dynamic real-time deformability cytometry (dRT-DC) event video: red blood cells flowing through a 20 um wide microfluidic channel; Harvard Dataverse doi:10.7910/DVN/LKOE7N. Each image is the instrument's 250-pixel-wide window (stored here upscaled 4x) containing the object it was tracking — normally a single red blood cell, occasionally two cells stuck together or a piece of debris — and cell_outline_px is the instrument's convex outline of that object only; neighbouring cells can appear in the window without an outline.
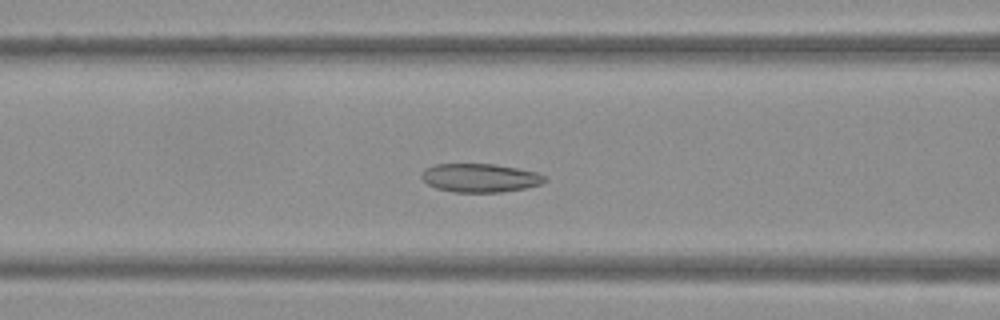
{"species": "Egyptian fruit bat (a non-hibernating species)", "species_latin": "Rousettus aegyptiacus", "temperature_condition": "warm", "stored_images_in_passage": 46, "camera_frame_rate_fps": 3000, "um_per_image_px": 0.085, "frame": {"image": 1, "passage_image": 16, "time_ms": 5.0, "image_size_px": [1000, 320], "cell_outline_px": [[548, 180], [540, 184], [528, 188], [504, 192], [456, 192], [436, 188], [428, 184], [420, 176], [420, 172], [424, 168], [436, 164], [496, 164], [536, 172], [544, 176]], "centroid_in_image_um": [40.8, 15.12], "position_along_channel_um": 125.8, "area_um2": 20.63}}
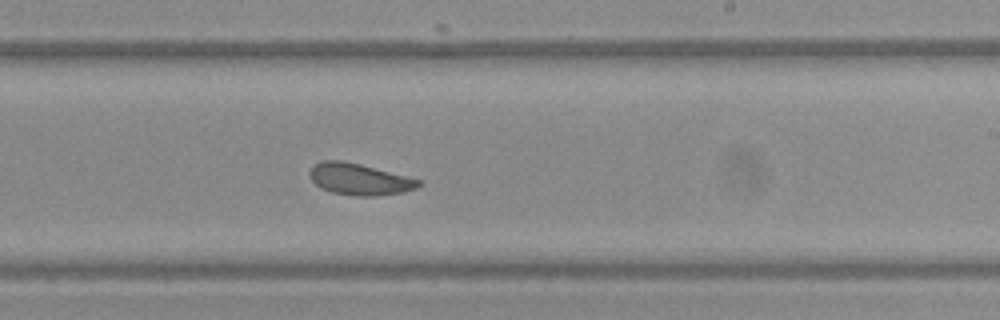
{"frame": {"image": 2, "passage_image": 26, "time_ms": 8.333, "image_size_px": [1000, 320], "cell_outline_px": [[424, 184], [416, 188], [404, 192], [376, 196], [356, 196], [332, 192], [320, 188], [312, 180], [308, 172], [320, 160], [340, 160], [360, 164], [420, 180]], "centroid_in_image_um": [30.55, 15.24], "position_along_channel_um": 258.5, "area_um2": 19.88}}
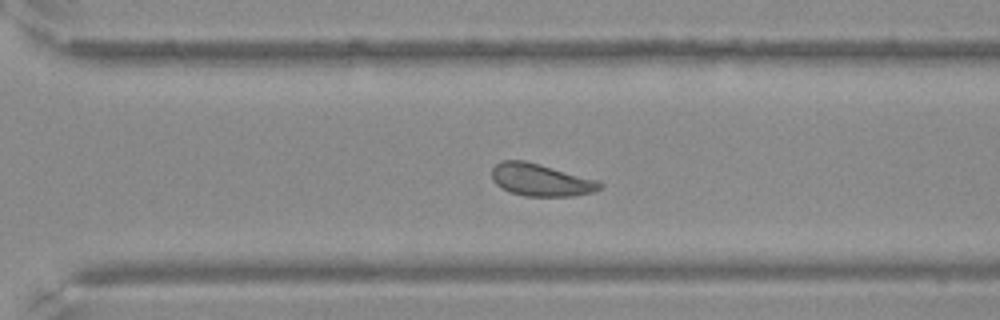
{"frame": {"image": 3, "passage_image": 31, "time_ms": 10.0, "image_size_px": [1000, 320], "cell_outline_px": [[604, 184], [596, 192], [572, 196], [524, 196], [512, 192], [496, 184], [492, 180], [492, 168], [500, 160], [524, 160], [540, 164], [596, 180]], "centroid_in_image_um": [45.96, 15.29], "position_along_channel_um": 324.6, "area_um2": 20.23}}